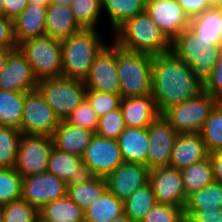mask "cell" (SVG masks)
I'll return each mask as SVG.
<instances>
[{"label": "cell", "instance_id": "cell-44", "mask_svg": "<svg viewBox=\"0 0 222 222\" xmlns=\"http://www.w3.org/2000/svg\"><path fill=\"white\" fill-rule=\"evenodd\" d=\"M0 48L17 49L13 20L0 15Z\"/></svg>", "mask_w": 222, "mask_h": 222}, {"label": "cell", "instance_id": "cell-25", "mask_svg": "<svg viewBox=\"0 0 222 222\" xmlns=\"http://www.w3.org/2000/svg\"><path fill=\"white\" fill-rule=\"evenodd\" d=\"M117 142L125 162L146 166L148 154V128L126 127Z\"/></svg>", "mask_w": 222, "mask_h": 222}, {"label": "cell", "instance_id": "cell-52", "mask_svg": "<svg viewBox=\"0 0 222 222\" xmlns=\"http://www.w3.org/2000/svg\"><path fill=\"white\" fill-rule=\"evenodd\" d=\"M27 4L33 3V4H39L42 6H48L50 4V0H26Z\"/></svg>", "mask_w": 222, "mask_h": 222}, {"label": "cell", "instance_id": "cell-18", "mask_svg": "<svg viewBox=\"0 0 222 222\" xmlns=\"http://www.w3.org/2000/svg\"><path fill=\"white\" fill-rule=\"evenodd\" d=\"M37 85L38 80L25 55L19 48L12 50L0 74V90L28 92L37 89Z\"/></svg>", "mask_w": 222, "mask_h": 222}, {"label": "cell", "instance_id": "cell-13", "mask_svg": "<svg viewBox=\"0 0 222 222\" xmlns=\"http://www.w3.org/2000/svg\"><path fill=\"white\" fill-rule=\"evenodd\" d=\"M110 45H106L96 56L89 74L83 82L87 89L120 95V82L116 65V44L112 41Z\"/></svg>", "mask_w": 222, "mask_h": 222}, {"label": "cell", "instance_id": "cell-30", "mask_svg": "<svg viewBox=\"0 0 222 222\" xmlns=\"http://www.w3.org/2000/svg\"><path fill=\"white\" fill-rule=\"evenodd\" d=\"M26 92L0 90V126L21 131L23 104Z\"/></svg>", "mask_w": 222, "mask_h": 222}, {"label": "cell", "instance_id": "cell-45", "mask_svg": "<svg viewBox=\"0 0 222 222\" xmlns=\"http://www.w3.org/2000/svg\"><path fill=\"white\" fill-rule=\"evenodd\" d=\"M204 90L216 98L222 92V52L215 64L213 73L204 85Z\"/></svg>", "mask_w": 222, "mask_h": 222}, {"label": "cell", "instance_id": "cell-46", "mask_svg": "<svg viewBox=\"0 0 222 222\" xmlns=\"http://www.w3.org/2000/svg\"><path fill=\"white\" fill-rule=\"evenodd\" d=\"M192 222H222V208L202 211H184Z\"/></svg>", "mask_w": 222, "mask_h": 222}, {"label": "cell", "instance_id": "cell-21", "mask_svg": "<svg viewBox=\"0 0 222 222\" xmlns=\"http://www.w3.org/2000/svg\"><path fill=\"white\" fill-rule=\"evenodd\" d=\"M120 110L126 127L148 128L161 115L151 94L122 98Z\"/></svg>", "mask_w": 222, "mask_h": 222}, {"label": "cell", "instance_id": "cell-16", "mask_svg": "<svg viewBox=\"0 0 222 222\" xmlns=\"http://www.w3.org/2000/svg\"><path fill=\"white\" fill-rule=\"evenodd\" d=\"M145 11L171 41L190 26L177 0H146Z\"/></svg>", "mask_w": 222, "mask_h": 222}, {"label": "cell", "instance_id": "cell-42", "mask_svg": "<svg viewBox=\"0 0 222 222\" xmlns=\"http://www.w3.org/2000/svg\"><path fill=\"white\" fill-rule=\"evenodd\" d=\"M99 117L91 107L90 103L84 99L83 102L65 120L75 126L87 128L96 132Z\"/></svg>", "mask_w": 222, "mask_h": 222}, {"label": "cell", "instance_id": "cell-28", "mask_svg": "<svg viewBox=\"0 0 222 222\" xmlns=\"http://www.w3.org/2000/svg\"><path fill=\"white\" fill-rule=\"evenodd\" d=\"M189 27L212 45H222V11L220 9L210 8L191 18Z\"/></svg>", "mask_w": 222, "mask_h": 222}, {"label": "cell", "instance_id": "cell-1", "mask_svg": "<svg viewBox=\"0 0 222 222\" xmlns=\"http://www.w3.org/2000/svg\"><path fill=\"white\" fill-rule=\"evenodd\" d=\"M203 90L204 85L193 75L191 67L172 51L153 56L151 95L160 114Z\"/></svg>", "mask_w": 222, "mask_h": 222}, {"label": "cell", "instance_id": "cell-36", "mask_svg": "<svg viewBox=\"0 0 222 222\" xmlns=\"http://www.w3.org/2000/svg\"><path fill=\"white\" fill-rule=\"evenodd\" d=\"M22 135L19 129L0 126V168L15 167Z\"/></svg>", "mask_w": 222, "mask_h": 222}, {"label": "cell", "instance_id": "cell-8", "mask_svg": "<svg viewBox=\"0 0 222 222\" xmlns=\"http://www.w3.org/2000/svg\"><path fill=\"white\" fill-rule=\"evenodd\" d=\"M215 106V98L203 90L197 96L166 109L161 116L178 134L200 133Z\"/></svg>", "mask_w": 222, "mask_h": 222}, {"label": "cell", "instance_id": "cell-48", "mask_svg": "<svg viewBox=\"0 0 222 222\" xmlns=\"http://www.w3.org/2000/svg\"><path fill=\"white\" fill-rule=\"evenodd\" d=\"M26 6V0H5L4 16L14 20L20 15Z\"/></svg>", "mask_w": 222, "mask_h": 222}, {"label": "cell", "instance_id": "cell-2", "mask_svg": "<svg viewBox=\"0 0 222 222\" xmlns=\"http://www.w3.org/2000/svg\"><path fill=\"white\" fill-rule=\"evenodd\" d=\"M113 33V42L128 51L154 56L170 53L172 49V41L146 11L126 20Z\"/></svg>", "mask_w": 222, "mask_h": 222}, {"label": "cell", "instance_id": "cell-27", "mask_svg": "<svg viewBox=\"0 0 222 222\" xmlns=\"http://www.w3.org/2000/svg\"><path fill=\"white\" fill-rule=\"evenodd\" d=\"M39 221L84 222V210L65 196L44 205L39 210Z\"/></svg>", "mask_w": 222, "mask_h": 222}, {"label": "cell", "instance_id": "cell-40", "mask_svg": "<svg viewBox=\"0 0 222 222\" xmlns=\"http://www.w3.org/2000/svg\"><path fill=\"white\" fill-rule=\"evenodd\" d=\"M125 128L124 118L120 108H118L99 117L95 134L100 137L117 140Z\"/></svg>", "mask_w": 222, "mask_h": 222}, {"label": "cell", "instance_id": "cell-9", "mask_svg": "<svg viewBox=\"0 0 222 222\" xmlns=\"http://www.w3.org/2000/svg\"><path fill=\"white\" fill-rule=\"evenodd\" d=\"M59 123L60 120L38 89L26 92L21 122L22 134L52 137Z\"/></svg>", "mask_w": 222, "mask_h": 222}, {"label": "cell", "instance_id": "cell-34", "mask_svg": "<svg viewBox=\"0 0 222 222\" xmlns=\"http://www.w3.org/2000/svg\"><path fill=\"white\" fill-rule=\"evenodd\" d=\"M222 208V185L213 182L188 196L184 211Z\"/></svg>", "mask_w": 222, "mask_h": 222}, {"label": "cell", "instance_id": "cell-10", "mask_svg": "<svg viewBox=\"0 0 222 222\" xmlns=\"http://www.w3.org/2000/svg\"><path fill=\"white\" fill-rule=\"evenodd\" d=\"M53 147V139L50 136L23 134L19 141L14 168L23 178L47 172Z\"/></svg>", "mask_w": 222, "mask_h": 222}, {"label": "cell", "instance_id": "cell-20", "mask_svg": "<svg viewBox=\"0 0 222 222\" xmlns=\"http://www.w3.org/2000/svg\"><path fill=\"white\" fill-rule=\"evenodd\" d=\"M209 154L200 133L178 134L169 166L181 170L204 161Z\"/></svg>", "mask_w": 222, "mask_h": 222}, {"label": "cell", "instance_id": "cell-41", "mask_svg": "<svg viewBox=\"0 0 222 222\" xmlns=\"http://www.w3.org/2000/svg\"><path fill=\"white\" fill-rule=\"evenodd\" d=\"M85 99L90 103L98 117L120 108L122 97L98 90H86Z\"/></svg>", "mask_w": 222, "mask_h": 222}, {"label": "cell", "instance_id": "cell-47", "mask_svg": "<svg viewBox=\"0 0 222 222\" xmlns=\"http://www.w3.org/2000/svg\"><path fill=\"white\" fill-rule=\"evenodd\" d=\"M177 2L190 19L211 8L208 0H177Z\"/></svg>", "mask_w": 222, "mask_h": 222}, {"label": "cell", "instance_id": "cell-14", "mask_svg": "<svg viewBox=\"0 0 222 222\" xmlns=\"http://www.w3.org/2000/svg\"><path fill=\"white\" fill-rule=\"evenodd\" d=\"M177 137L176 130L161 115L148 126L149 145L146 166L150 170L169 167Z\"/></svg>", "mask_w": 222, "mask_h": 222}, {"label": "cell", "instance_id": "cell-49", "mask_svg": "<svg viewBox=\"0 0 222 222\" xmlns=\"http://www.w3.org/2000/svg\"><path fill=\"white\" fill-rule=\"evenodd\" d=\"M209 158L213 166L214 180L222 185V150L210 153Z\"/></svg>", "mask_w": 222, "mask_h": 222}, {"label": "cell", "instance_id": "cell-35", "mask_svg": "<svg viewBox=\"0 0 222 222\" xmlns=\"http://www.w3.org/2000/svg\"><path fill=\"white\" fill-rule=\"evenodd\" d=\"M76 23L82 29H98L102 11V0H74L70 6Z\"/></svg>", "mask_w": 222, "mask_h": 222}, {"label": "cell", "instance_id": "cell-15", "mask_svg": "<svg viewBox=\"0 0 222 222\" xmlns=\"http://www.w3.org/2000/svg\"><path fill=\"white\" fill-rule=\"evenodd\" d=\"M149 183L152 186L157 204L185 208L188 197L179 169L170 166L154 168L150 170Z\"/></svg>", "mask_w": 222, "mask_h": 222}, {"label": "cell", "instance_id": "cell-32", "mask_svg": "<svg viewBox=\"0 0 222 222\" xmlns=\"http://www.w3.org/2000/svg\"><path fill=\"white\" fill-rule=\"evenodd\" d=\"M107 189L103 177H95L89 182L67 185V196L84 211Z\"/></svg>", "mask_w": 222, "mask_h": 222}, {"label": "cell", "instance_id": "cell-57", "mask_svg": "<svg viewBox=\"0 0 222 222\" xmlns=\"http://www.w3.org/2000/svg\"><path fill=\"white\" fill-rule=\"evenodd\" d=\"M179 222H192L191 219L187 216H184L182 219H180Z\"/></svg>", "mask_w": 222, "mask_h": 222}, {"label": "cell", "instance_id": "cell-24", "mask_svg": "<svg viewBox=\"0 0 222 222\" xmlns=\"http://www.w3.org/2000/svg\"><path fill=\"white\" fill-rule=\"evenodd\" d=\"M45 21V35L59 40L66 39L82 29L76 23L71 7L62 4H49Z\"/></svg>", "mask_w": 222, "mask_h": 222}, {"label": "cell", "instance_id": "cell-19", "mask_svg": "<svg viewBox=\"0 0 222 222\" xmlns=\"http://www.w3.org/2000/svg\"><path fill=\"white\" fill-rule=\"evenodd\" d=\"M47 171L69 184L89 182L96 176L86 164L82 163L80 156L59 151L53 147Z\"/></svg>", "mask_w": 222, "mask_h": 222}, {"label": "cell", "instance_id": "cell-33", "mask_svg": "<svg viewBox=\"0 0 222 222\" xmlns=\"http://www.w3.org/2000/svg\"><path fill=\"white\" fill-rule=\"evenodd\" d=\"M157 204L155 194L150 183L139 188L124 202V213L133 221L141 222L148 211Z\"/></svg>", "mask_w": 222, "mask_h": 222}, {"label": "cell", "instance_id": "cell-5", "mask_svg": "<svg viewBox=\"0 0 222 222\" xmlns=\"http://www.w3.org/2000/svg\"><path fill=\"white\" fill-rule=\"evenodd\" d=\"M116 65L122 98L152 93L153 55L128 51L116 45Z\"/></svg>", "mask_w": 222, "mask_h": 222}, {"label": "cell", "instance_id": "cell-39", "mask_svg": "<svg viewBox=\"0 0 222 222\" xmlns=\"http://www.w3.org/2000/svg\"><path fill=\"white\" fill-rule=\"evenodd\" d=\"M3 222H39V210L20 198L0 207Z\"/></svg>", "mask_w": 222, "mask_h": 222}, {"label": "cell", "instance_id": "cell-38", "mask_svg": "<svg viewBox=\"0 0 222 222\" xmlns=\"http://www.w3.org/2000/svg\"><path fill=\"white\" fill-rule=\"evenodd\" d=\"M21 174L13 168H0V207L22 196Z\"/></svg>", "mask_w": 222, "mask_h": 222}, {"label": "cell", "instance_id": "cell-55", "mask_svg": "<svg viewBox=\"0 0 222 222\" xmlns=\"http://www.w3.org/2000/svg\"><path fill=\"white\" fill-rule=\"evenodd\" d=\"M216 106L222 108V92L215 98Z\"/></svg>", "mask_w": 222, "mask_h": 222}, {"label": "cell", "instance_id": "cell-53", "mask_svg": "<svg viewBox=\"0 0 222 222\" xmlns=\"http://www.w3.org/2000/svg\"><path fill=\"white\" fill-rule=\"evenodd\" d=\"M74 0H50V4L56 3V4H62L66 6H71Z\"/></svg>", "mask_w": 222, "mask_h": 222}, {"label": "cell", "instance_id": "cell-6", "mask_svg": "<svg viewBox=\"0 0 222 222\" xmlns=\"http://www.w3.org/2000/svg\"><path fill=\"white\" fill-rule=\"evenodd\" d=\"M37 89L60 121L66 120L83 102L87 90L82 80L66 77L40 80Z\"/></svg>", "mask_w": 222, "mask_h": 222}, {"label": "cell", "instance_id": "cell-37", "mask_svg": "<svg viewBox=\"0 0 222 222\" xmlns=\"http://www.w3.org/2000/svg\"><path fill=\"white\" fill-rule=\"evenodd\" d=\"M200 134L209 153L222 150V108H213Z\"/></svg>", "mask_w": 222, "mask_h": 222}, {"label": "cell", "instance_id": "cell-51", "mask_svg": "<svg viewBox=\"0 0 222 222\" xmlns=\"http://www.w3.org/2000/svg\"><path fill=\"white\" fill-rule=\"evenodd\" d=\"M208 4L211 9H221L222 8V0H208Z\"/></svg>", "mask_w": 222, "mask_h": 222}, {"label": "cell", "instance_id": "cell-4", "mask_svg": "<svg viewBox=\"0 0 222 222\" xmlns=\"http://www.w3.org/2000/svg\"><path fill=\"white\" fill-rule=\"evenodd\" d=\"M171 51L188 64L193 75L205 85L222 52V45H212L188 27L172 41Z\"/></svg>", "mask_w": 222, "mask_h": 222}, {"label": "cell", "instance_id": "cell-29", "mask_svg": "<svg viewBox=\"0 0 222 222\" xmlns=\"http://www.w3.org/2000/svg\"><path fill=\"white\" fill-rule=\"evenodd\" d=\"M146 0H102V11L109 16L113 32L126 20L145 11Z\"/></svg>", "mask_w": 222, "mask_h": 222}, {"label": "cell", "instance_id": "cell-22", "mask_svg": "<svg viewBox=\"0 0 222 222\" xmlns=\"http://www.w3.org/2000/svg\"><path fill=\"white\" fill-rule=\"evenodd\" d=\"M94 135L92 130L60 121L52 136L53 146L59 151L81 157Z\"/></svg>", "mask_w": 222, "mask_h": 222}, {"label": "cell", "instance_id": "cell-7", "mask_svg": "<svg viewBox=\"0 0 222 222\" xmlns=\"http://www.w3.org/2000/svg\"><path fill=\"white\" fill-rule=\"evenodd\" d=\"M18 48L25 55L38 81L62 77L61 40L45 35L24 41Z\"/></svg>", "mask_w": 222, "mask_h": 222}, {"label": "cell", "instance_id": "cell-3", "mask_svg": "<svg viewBox=\"0 0 222 222\" xmlns=\"http://www.w3.org/2000/svg\"><path fill=\"white\" fill-rule=\"evenodd\" d=\"M97 31L81 29L61 40L62 77L85 80L96 56L106 46Z\"/></svg>", "mask_w": 222, "mask_h": 222}, {"label": "cell", "instance_id": "cell-26", "mask_svg": "<svg viewBox=\"0 0 222 222\" xmlns=\"http://www.w3.org/2000/svg\"><path fill=\"white\" fill-rule=\"evenodd\" d=\"M124 214L123 201L106 189L84 211V222H111Z\"/></svg>", "mask_w": 222, "mask_h": 222}, {"label": "cell", "instance_id": "cell-56", "mask_svg": "<svg viewBox=\"0 0 222 222\" xmlns=\"http://www.w3.org/2000/svg\"><path fill=\"white\" fill-rule=\"evenodd\" d=\"M5 0H0V15H4Z\"/></svg>", "mask_w": 222, "mask_h": 222}, {"label": "cell", "instance_id": "cell-11", "mask_svg": "<svg viewBox=\"0 0 222 222\" xmlns=\"http://www.w3.org/2000/svg\"><path fill=\"white\" fill-rule=\"evenodd\" d=\"M96 177L106 178L123 162L117 140L94 135L81 156Z\"/></svg>", "mask_w": 222, "mask_h": 222}, {"label": "cell", "instance_id": "cell-54", "mask_svg": "<svg viewBox=\"0 0 222 222\" xmlns=\"http://www.w3.org/2000/svg\"><path fill=\"white\" fill-rule=\"evenodd\" d=\"M111 222H133L125 213Z\"/></svg>", "mask_w": 222, "mask_h": 222}, {"label": "cell", "instance_id": "cell-17", "mask_svg": "<svg viewBox=\"0 0 222 222\" xmlns=\"http://www.w3.org/2000/svg\"><path fill=\"white\" fill-rule=\"evenodd\" d=\"M149 175L150 169L147 166L124 161L105 180L107 189L124 202L136 190L149 183Z\"/></svg>", "mask_w": 222, "mask_h": 222}, {"label": "cell", "instance_id": "cell-58", "mask_svg": "<svg viewBox=\"0 0 222 222\" xmlns=\"http://www.w3.org/2000/svg\"><path fill=\"white\" fill-rule=\"evenodd\" d=\"M0 222H3L1 214H0Z\"/></svg>", "mask_w": 222, "mask_h": 222}, {"label": "cell", "instance_id": "cell-43", "mask_svg": "<svg viewBox=\"0 0 222 222\" xmlns=\"http://www.w3.org/2000/svg\"><path fill=\"white\" fill-rule=\"evenodd\" d=\"M184 216L183 208L169 204H156L141 222H179Z\"/></svg>", "mask_w": 222, "mask_h": 222}, {"label": "cell", "instance_id": "cell-23", "mask_svg": "<svg viewBox=\"0 0 222 222\" xmlns=\"http://www.w3.org/2000/svg\"><path fill=\"white\" fill-rule=\"evenodd\" d=\"M47 6L27 4L20 15L13 20L16 42L20 43L45 36Z\"/></svg>", "mask_w": 222, "mask_h": 222}, {"label": "cell", "instance_id": "cell-31", "mask_svg": "<svg viewBox=\"0 0 222 222\" xmlns=\"http://www.w3.org/2000/svg\"><path fill=\"white\" fill-rule=\"evenodd\" d=\"M180 174L187 197L215 181L210 158L181 169Z\"/></svg>", "mask_w": 222, "mask_h": 222}, {"label": "cell", "instance_id": "cell-50", "mask_svg": "<svg viewBox=\"0 0 222 222\" xmlns=\"http://www.w3.org/2000/svg\"><path fill=\"white\" fill-rule=\"evenodd\" d=\"M12 50H15V49H3V48H0V74H1V72L3 71V69L5 67V64H6V61H7L9 53Z\"/></svg>", "mask_w": 222, "mask_h": 222}, {"label": "cell", "instance_id": "cell-12", "mask_svg": "<svg viewBox=\"0 0 222 222\" xmlns=\"http://www.w3.org/2000/svg\"><path fill=\"white\" fill-rule=\"evenodd\" d=\"M65 196L67 183L48 171L23 178L21 198L38 210Z\"/></svg>", "mask_w": 222, "mask_h": 222}]
</instances>
